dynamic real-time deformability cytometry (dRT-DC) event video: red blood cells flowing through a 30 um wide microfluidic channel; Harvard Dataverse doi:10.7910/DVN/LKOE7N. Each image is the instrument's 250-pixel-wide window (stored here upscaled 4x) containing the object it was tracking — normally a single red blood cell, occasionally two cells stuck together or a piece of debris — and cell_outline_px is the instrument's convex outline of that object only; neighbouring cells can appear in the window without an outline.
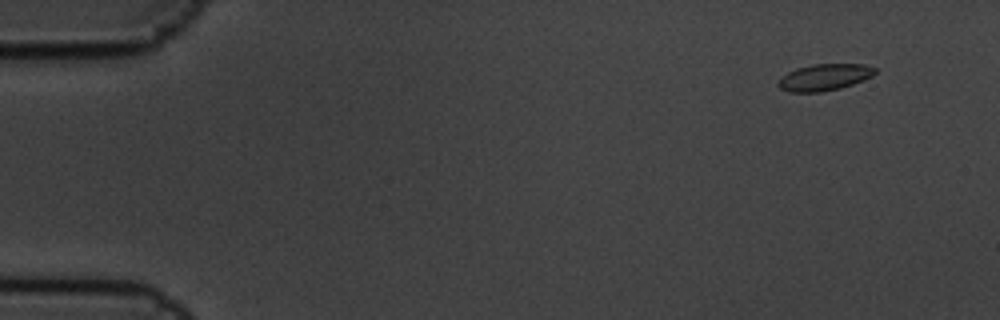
{"species": "common noctule bat (a hibernating species)", "species_latin": "Nyctalus noctula", "temperature_condition": "cold", "stored_images_in_passage": 6, "camera_frame_rate_fps": 3000, "um_per_image_px": 0.085, "animal": {"sex": "male", "body_mass_g": 19.5, "forearm_length_mm": 54.6}, "frame": {"image": 1, "passage_image": 1, "time_ms": 0.0, "image_size_px": [1000, 320], "cell_outline_px": [[876, 72], [872, 76], [864, 80], [840, 88], [820, 92], [788, 92], [780, 88], [776, 84], [788, 72], [796, 68], [812, 64], [864, 64], [876, 68]], "centroid_in_image_um": [70.08, 6.56], "position_along_channel_um": 14.9, "area_um2": 14.97}}
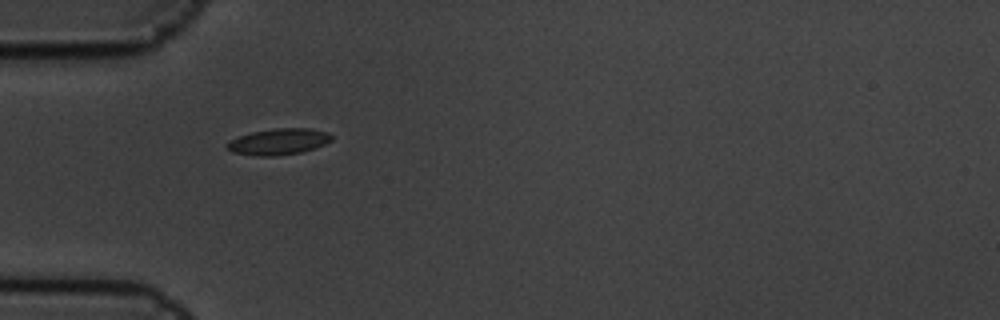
{"frame": {"image": 2, "passage_image": 5, "time_ms": 1.333, "image_size_px": [1000, 320], "cell_outline_px": [[332, 140], [324, 144], [300, 152], [276, 156], [256, 156], [232, 152], [224, 144], [228, 140], [252, 132], [276, 128], [312, 128], [328, 132], [332, 136]], "centroid_in_image_um": [23.65, 12.03], "position_along_channel_um": 61.3, "area_um2": 15.95}}
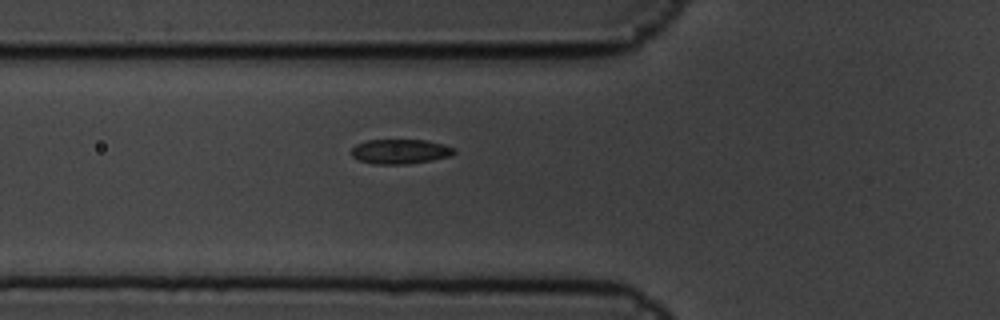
{"frame": {"image": 3, "passage_image": 6, "time_ms": 1.667, "image_size_px": [1000, 320], "cell_outline_px": [[456, 152], [452, 156], [432, 160], [408, 164], [372, 164], [360, 160], [352, 156], [352, 148], [356, 144], [368, 140], [428, 140], [444, 144], [456, 148]], "centroid_in_image_um": [34.07, 12.88], "position_along_channel_um": 91.7, "area_um2": 14.91}}